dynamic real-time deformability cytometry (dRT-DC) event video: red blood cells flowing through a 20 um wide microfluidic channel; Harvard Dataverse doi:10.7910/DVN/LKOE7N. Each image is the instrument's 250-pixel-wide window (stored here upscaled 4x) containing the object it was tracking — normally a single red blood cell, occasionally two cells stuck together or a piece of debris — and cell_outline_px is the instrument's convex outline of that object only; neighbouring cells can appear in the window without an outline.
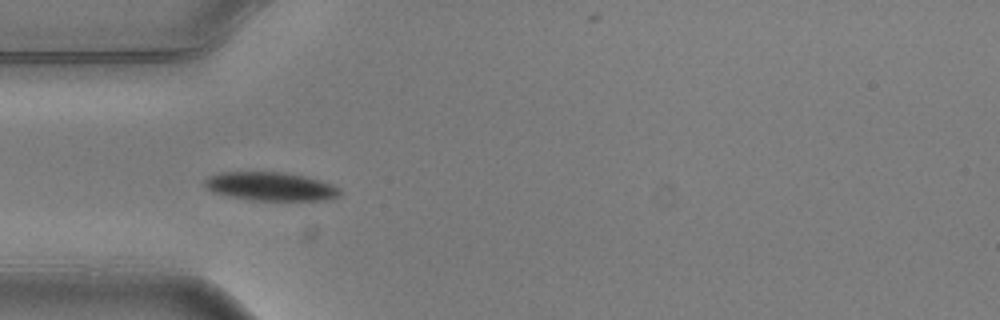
{"species": "common noctule bat (a hibernating species)", "species_latin": "Nyctalus noctula", "temperature_condition": "warm", "stored_images_in_passage": 7, "camera_frame_rate_fps": 3000, "um_per_image_px": 0.085, "animal": {"sex": "male", "body_mass_g": 20.5, "forearm_length_mm": 52.5}, "frame": {"image": 1, "passage_image": 5, "time_ms": 1.333, "image_size_px": [1000, 320], "cell_outline_px": [[340, 196], [324, 200], [252, 200], [212, 192], [204, 188], [204, 180], [208, 176], [220, 172], [284, 172], [304, 176], [320, 180], [332, 184], [340, 188]], "centroid_in_image_um": [22.98, 15.84], "position_along_channel_um": 62.0, "area_um2": 22.54}}
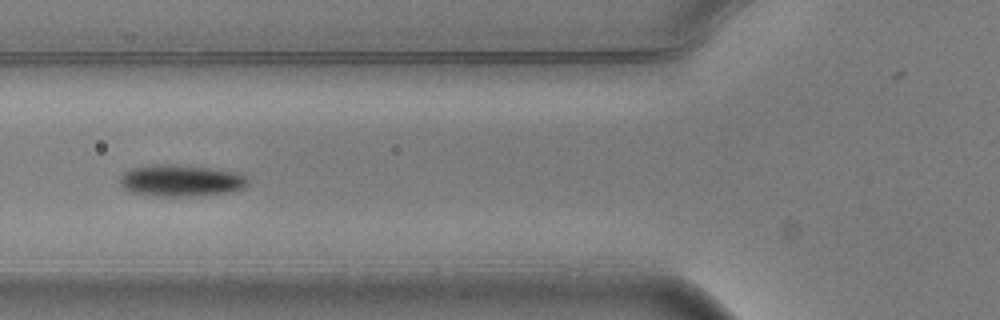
{"frame": {"image": 2, "passage_image": 6, "time_ms": 1.667, "image_size_px": [1000, 320], "cell_outline_px": [[248, 184], [244, 188], [236, 192], [200, 196], [156, 196], [128, 192], [120, 184], [120, 176], [124, 172], [132, 168], [152, 164], [172, 164], [208, 168], [236, 172], [244, 176], [248, 180]], "centroid_in_image_um": [15.38, 15.37], "position_along_channel_um": 110.4, "area_um2": 23.93}}
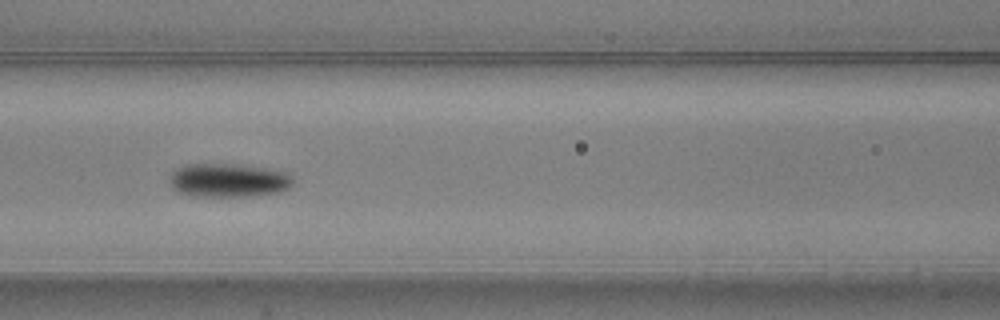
{"frame": {"image": 3, "passage_image": 7, "time_ms": 2.0, "image_size_px": [1000, 320], "cell_outline_px": [[292, 184], [288, 188], [280, 192], [244, 196], [196, 196], [180, 192], [172, 188], [172, 172], [176, 168], [184, 164], [240, 164], [268, 168], [288, 172], [292, 176]], "centroid_in_image_um": [19.45, 15.3], "position_along_channel_um": 147.1, "area_um2": 24.16}}